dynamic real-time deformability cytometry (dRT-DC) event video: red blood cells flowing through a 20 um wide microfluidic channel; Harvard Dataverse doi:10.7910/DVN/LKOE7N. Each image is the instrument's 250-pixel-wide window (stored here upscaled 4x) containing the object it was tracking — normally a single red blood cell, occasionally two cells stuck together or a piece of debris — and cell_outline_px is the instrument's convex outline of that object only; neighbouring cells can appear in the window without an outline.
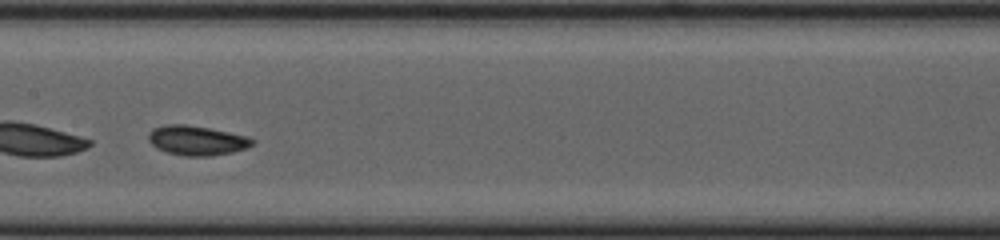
{"species": "common noctule bat (a hibernating species)", "species_latin": "Nyctalus noctula", "temperature_condition": "cold", "stored_images_in_passage": 45, "camera_frame_rate_fps": 3000, "um_per_image_px": 0.085, "animal": {"sex": "female", "body_mass_g": 23.0, "forearm_length_mm": 53.4}, "frame": {"image": 1, "passage_image": 20, "time_ms": 6.333, "image_size_px": [1000, 240], "cell_outline_px": [[256, 140], [248, 148], [232, 152], [208, 156], [188, 156], [168, 152], [156, 148], [148, 140], [148, 132], [152, 128], [168, 124], [184, 124], [208, 128], [248, 136]], "centroid_in_image_um": [16.72, 11.93], "position_along_channel_um": 190.7, "area_um2": 17.86}, "authors_computed_cell_mechanics": {"area_um2": 17.2244, "velocity_mm_per_s": 3.6468, "shape_relaxation_time_tau1_ms": null, "shape_relaxation_time_tau2_ms": 3.0095, "deformation_change_tau1": null, "deformation_change_tau2": 0.0652}}